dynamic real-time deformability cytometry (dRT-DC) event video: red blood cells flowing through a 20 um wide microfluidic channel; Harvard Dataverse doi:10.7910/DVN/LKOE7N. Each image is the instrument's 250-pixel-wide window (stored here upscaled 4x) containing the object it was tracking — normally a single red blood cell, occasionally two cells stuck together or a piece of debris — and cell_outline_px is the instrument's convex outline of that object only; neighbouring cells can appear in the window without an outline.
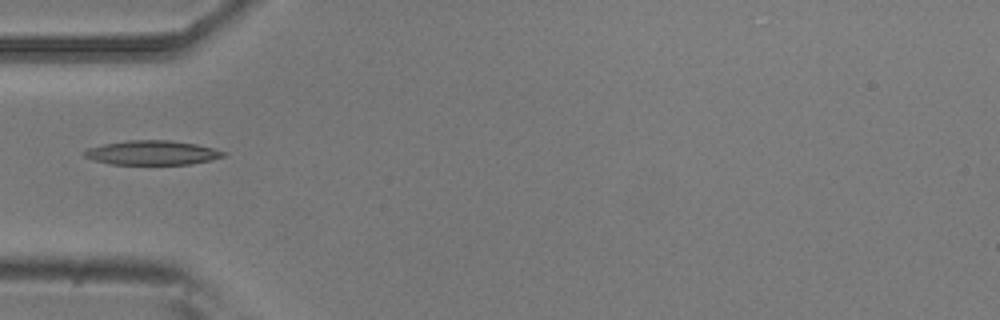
{"species": "common noctule bat (a hibernating species)", "species_latin": "Nyctalus noctula", "temperature_condition": "room temperature", "stored_images_in_passage": 5, "camera_frame_rate_fps": 3000, "um_per_image_px": 0.085, "animal": {"sex": "male", "body_mass_g": 20.5, "forearm_length_mm": 52.5}, "frame": {"image": 1, "passage_image": 5, "time_ms": 5.333, "image_size_px": [1000, 320], "cell_outline_px": [[228, 152], [224, 156], [212, 160], [188, 164], [112, 164], [92, 160], [84, 156], [80, 152], [88, 148], [104, 144], [128, 140], [168, 140], [196, 144]], "centroid_in_image_um": [12.91, 12.98], "position_along_channel_um": 72.1, "area_um2": 19.71}}